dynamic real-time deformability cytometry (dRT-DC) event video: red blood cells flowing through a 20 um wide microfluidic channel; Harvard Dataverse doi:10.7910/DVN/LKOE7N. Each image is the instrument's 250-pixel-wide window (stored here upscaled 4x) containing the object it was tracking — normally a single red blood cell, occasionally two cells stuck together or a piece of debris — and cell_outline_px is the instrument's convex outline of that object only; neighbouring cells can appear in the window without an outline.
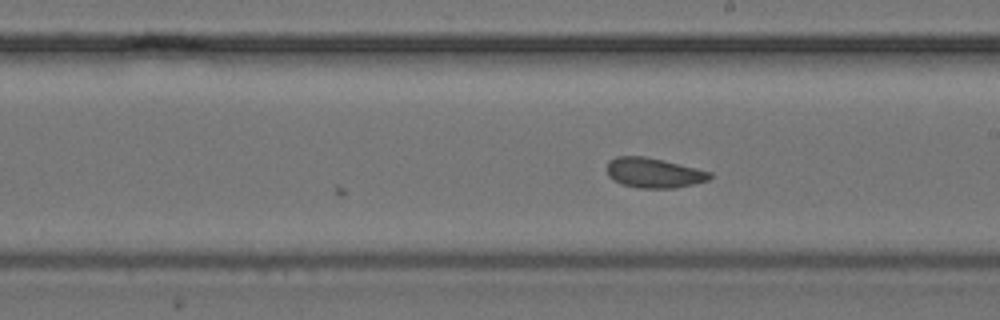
{"species": "common noctule bat (a hibernating species)", "species_latin": "Nyctalus noctula", "temperature_condition": "cold", "stored_images_in_passage": 14, "camera_frame_rate_fps": 3000, "um_per_image_px": 0.085, "animal": {"sex": "female", "body_mass_g": 24.6, "forearm_length_mm": 56.2}, "frame": {"image": 1, "passage_image": 14, "time_ms": 4.333, "image_size_px": [1000, 320], "cell_outline_px": [[712, 176], [708, 180], [676, 188], [636, 188], [620, 184], [612, 180], [608, 176], [608, 160], [616, 156], [644, 156], [664, 160], [712, 172]], "centroid_in_image_um": [55.54, 14.69], "position_along_channel_um": 233.5, "area_um2": 18.09}}